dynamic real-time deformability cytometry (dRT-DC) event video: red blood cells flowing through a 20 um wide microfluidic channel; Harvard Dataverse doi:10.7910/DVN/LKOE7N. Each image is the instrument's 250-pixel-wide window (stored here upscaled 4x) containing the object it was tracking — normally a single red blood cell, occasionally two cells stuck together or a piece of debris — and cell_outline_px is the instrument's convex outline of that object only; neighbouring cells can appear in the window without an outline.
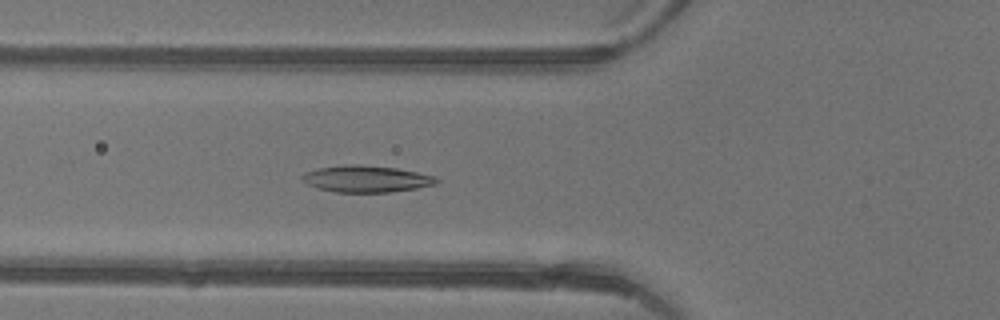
{"species": "common noctule bat (a hibernating species)", "species_latin": "Nyctalus noctula", "temperature_condition": "warm", "stored_images_in_passage": 39, "camera_frame_rate_fps": 3000, "um_per_image_px": 0.085, "animal": {"sex": "female"}, "frame": {"image": 1, "passage_image": 10, "time_ms": 3.0, "image_size_px": [1000, 320], "cell_outline_px": [[440, 180], [436, 184], [416, 188], [388, 192], [336, 192], [316, 188], [300, 180], [300, 176], [304, 172], [320, 168], [344, 164], [360, 164], [396, 168], [436, 176]], "centroid_in_image_um": [31.1, 15.2], "position_along_channel_um": 94.7, "area_um2": 20.98}}
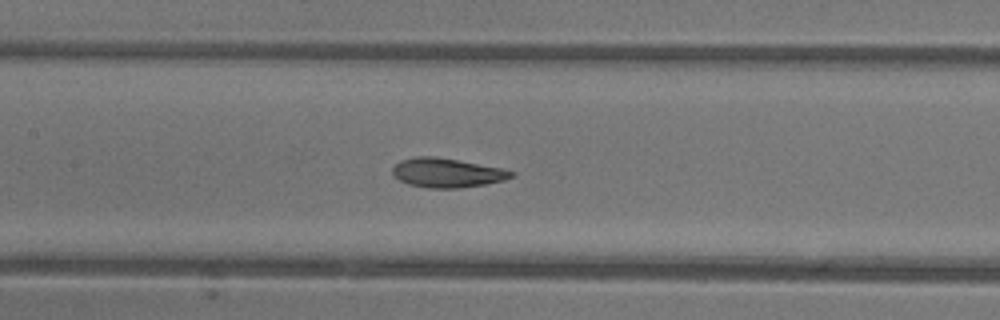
{"frame": {"image": 2, "passage_image": 15, "time_ms": 4.667, "image_size_px": [1000, 320], "cell_outline_px": [[516, 176], [504, 180], [484, 184], [460, 188], [428, 188], [408, 184], [392, 176], [392, 168], [400, 160], [416, 156], [436, 156], [500, 168], [516, 172]], "centroid_in_image_um": [37.97, 14.69], "position_along_channel_um": 169.4, "area_um2": 20.29}}
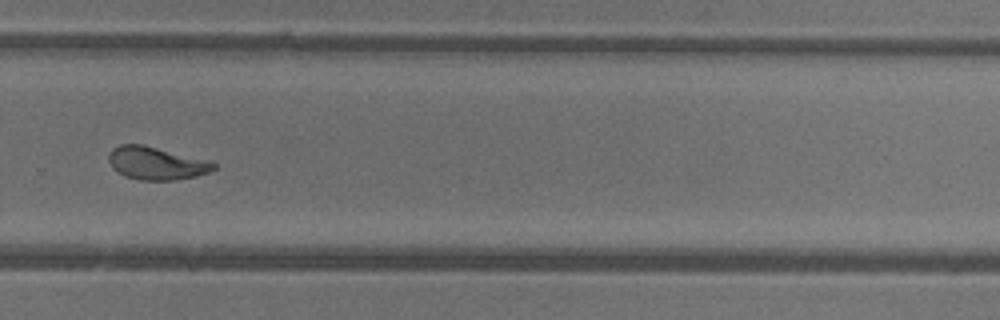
{"frame": {"image": 3, "passage_image": 25, "time_ms": 8.0, "image_size_px": [1000, 320], "cell_outline_px": [[216, 168], [208, 172], [196, 176], [172, 180], [140, 180], [124, 176], [112, 168], [108, 160], [108, 156], [112, 148], [120, 144], [144, 144], [208, 160], [216, 164]], "centroid_in_image_um": [13.26, 13.86], "position_along_channel_um": 316.5, "area_um2": 20.17}, "authors_computed_cell_mechanics": {"area_um2": 20.5768, "velocity_mm_per_s": 4.4308, "shape_relaxation_time_tau1_ms": 4.8775, "shape_relaxation_time_tau2_ms": 1.1855, "deformation_change_tau1": 0.2047, "deformation_change_tau2": 0.0851}}